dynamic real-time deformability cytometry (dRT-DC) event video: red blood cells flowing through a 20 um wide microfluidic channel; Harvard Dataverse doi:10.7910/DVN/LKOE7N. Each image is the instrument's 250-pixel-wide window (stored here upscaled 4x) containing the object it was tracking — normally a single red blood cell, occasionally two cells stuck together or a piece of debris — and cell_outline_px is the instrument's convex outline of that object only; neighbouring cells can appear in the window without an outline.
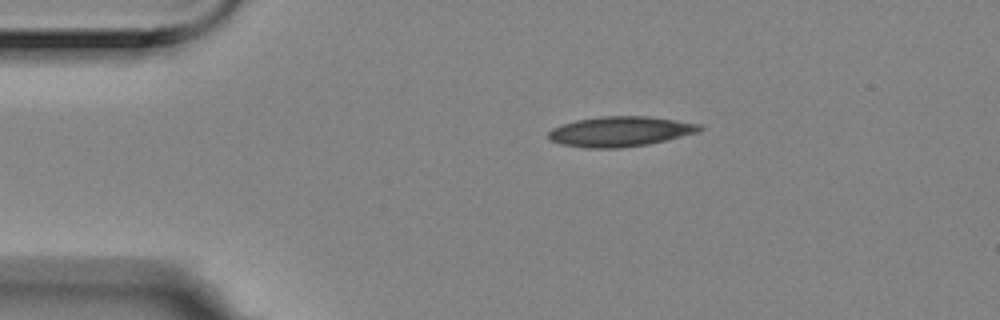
{"species": "Egyptian fruit bat (a non-hibernating species)", "species_latin": "Rousettus aegyptiacus", "temperature_condition": "room temperature", "stored_images_in_passage": 3, "camera_frame_rate_fps": 3000, "um_per_image_px": 0.085, "animal": {"sex": "female"}, "frame": {"image": 1, "passage_image": 1, "time_ms": 0.0, "image_size_px": [1000, 320], "cell_outline_px": [[704, 128], [700, 132], [648, 144], [620, 148], [588, 148], [560, 144], [552, 140], [548, 136], [548, 132], [552, 128], [560, 124], [576, 120], [600, 116], [648, 116], [704, 124]], "centroid_in_image_um": [52.75, 11.17], "position_along_channel_um": 32.2, "area_um2": 26.7}}
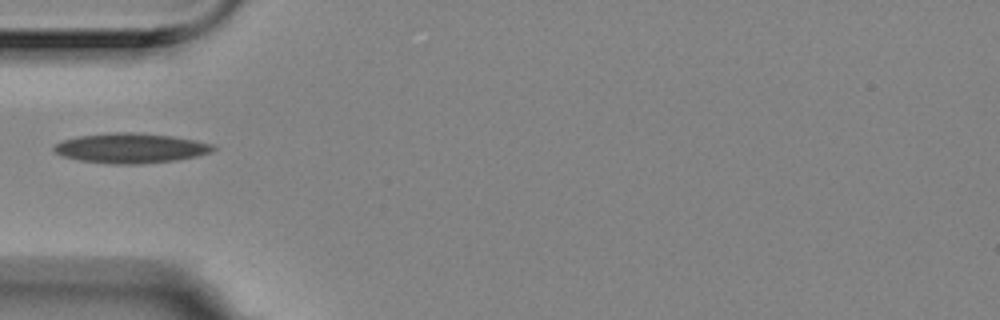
{"frame": {"image": 2, "passage_image": 3, "time_ms": 0.667, "image_size_px": [1000, 320], "cell_outline_px": [[216, 148], [212, 152], [196, 156], [176, 160], [140, 164], [112, 164], [80, 160], [64, 156], [56, 152], [52, 148], [56, 144], [64, 140], [80, 136], [112, 132], [136, 132], [172, 136], [196, 140], [212, 144]], "centroid_in_image_um": [11.15, 12.59], "position_along_channel_um": 73.9, "area_um2": 27.57}}